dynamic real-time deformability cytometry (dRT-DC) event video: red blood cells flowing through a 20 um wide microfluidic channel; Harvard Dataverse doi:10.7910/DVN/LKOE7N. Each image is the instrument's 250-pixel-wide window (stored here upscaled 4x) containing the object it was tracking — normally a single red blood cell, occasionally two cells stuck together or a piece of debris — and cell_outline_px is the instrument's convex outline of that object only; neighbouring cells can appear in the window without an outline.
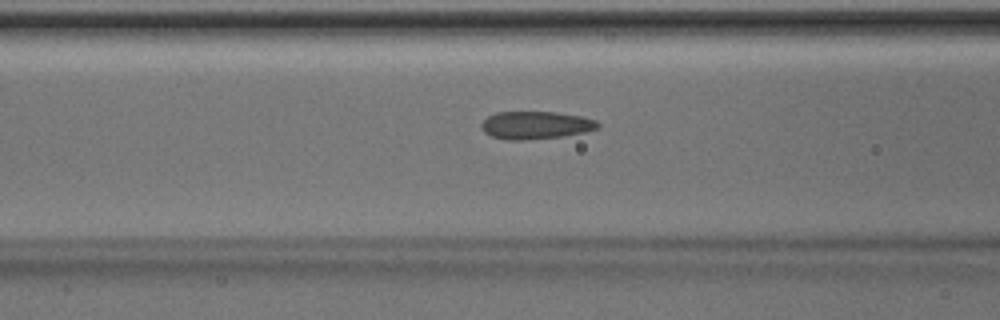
{"species": "Egyptian fruit bat (a non-hibernating species)", "species_latin": "Rousettus aegyptiacus", "temperature_condition": "room temperature", "stored_images_in_passage": 33, "camera_frame_rate_fps": 3000, "um_per_image_px": 0.085, "animal": {"sex": "male"}, "frame": {"image": 1, "passage_image": 9, "time_ms": 2.667, "image_size_px": [1000, 320], "cell_outline_px": [[600, 124], [596, 128], [584, 132], [564, 136], [520, 140], [508, 140], [492, 136], [484, 132], [480, 128], [480, 124], [488, 116], [496, 112], [556, 112], [580, 116], [596, 120]], "centroid_in_image_um": [45.5, 10.63], "position_along_channel_um": 121.1, "area_um2": 18.73}}
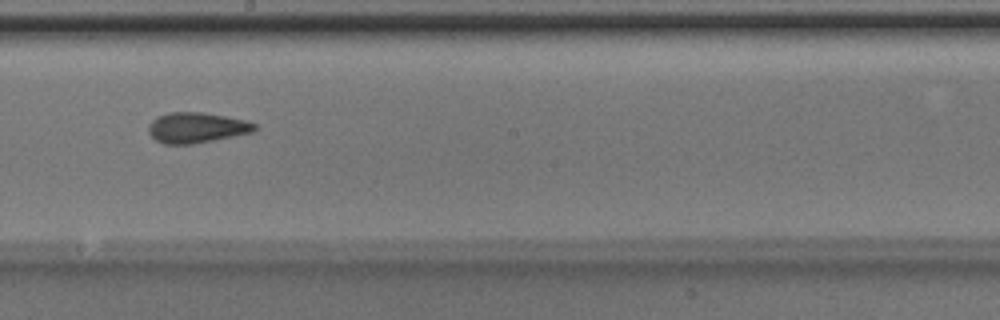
{"frame": {"image": 2, "passage_image": 17, "time_ms": 5.333, "image_size_px": [1000, 320], "cell_outline_px": [[256, 128], [252, 132], [192, 144], [164, 144], [156, 140], [148, 132], [148, 124], [156, 116], [168, 112], [204, 112], [248, 120], [256, 124]], "centroid_in_image_um": [16.68, 10.83], "position_along_channel_um": 231.5, "area_um2": 18.9}}
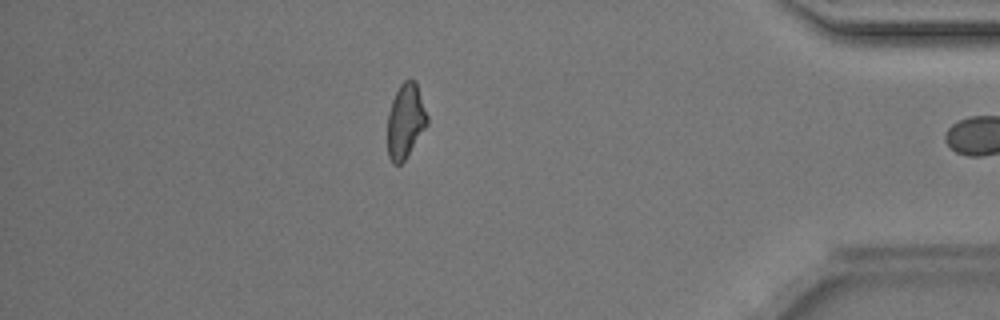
{"frame": {"image": 3, "passage_image": 32, "time_ms": 10.333, "image_size_px": [1000, 320], "cell_outline_px": [[428, 124], [404, 160], [400, 164], [392, 164], [388, 156], [388, 112], [392, 100], [400, 84], [404, 80], [416, 80], [428, 116]], "centroid_in_image_um": [34.47, 10.27], "position_along_channel_um": 400.7, "area_um2": 17.22}, "authors_computed_cell_mechanics": {"area_um2": 18.2648, "velocity_mm_per_s": 4.1385, "shape_relaxation_time_tau1_ms": 4.4983, "shape_relaxation_time_tau2_ms": 1.3998, "deformation_change_tau1": 0.1332, "deformation_change_tau2": 0.0951}}